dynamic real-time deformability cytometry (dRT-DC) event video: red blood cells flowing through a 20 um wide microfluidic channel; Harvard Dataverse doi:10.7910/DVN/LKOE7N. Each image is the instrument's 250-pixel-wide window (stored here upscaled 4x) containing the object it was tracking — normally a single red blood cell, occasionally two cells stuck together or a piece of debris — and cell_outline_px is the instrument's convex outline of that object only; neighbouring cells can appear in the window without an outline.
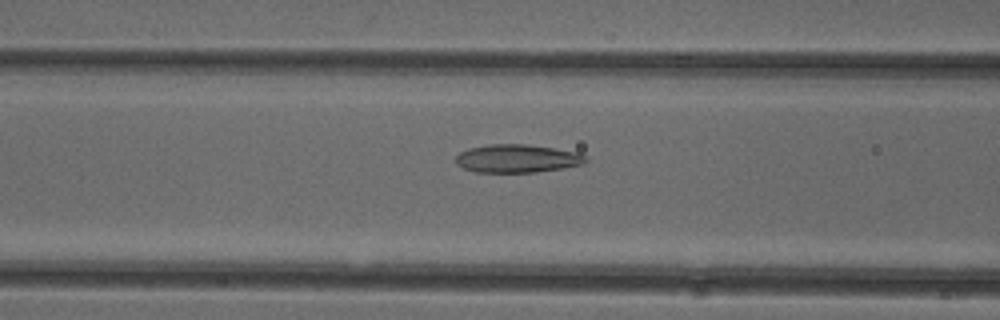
{"species": "common noctule bat (a hibernating species)", "species_latin": "Nyctalus noctula", "temperature_condition": "cold", "stored_images_in_passage": 52, "camera_frame_rate_fps": 3000, "um_per_image_px": 0.085, "animal": {"sex": "female"}, "frame": {"image": 1, "passage_image": 21, "time_ms": 6.667, "image_size_px": [1000, 320], "cell_outline_px": [[588, 160], [584, 164], [564, 168], [536, 172], [476, 172], [464, 168], [456, 164], [456, 156], [460, 152], [468, 148], [488, 144], [528, 144], [576, 152], [584, 156]], "centroid_in_image_um": [43.95, 13.47], "position_along_channel_um": 122.7, "area_um2": 21.33}}
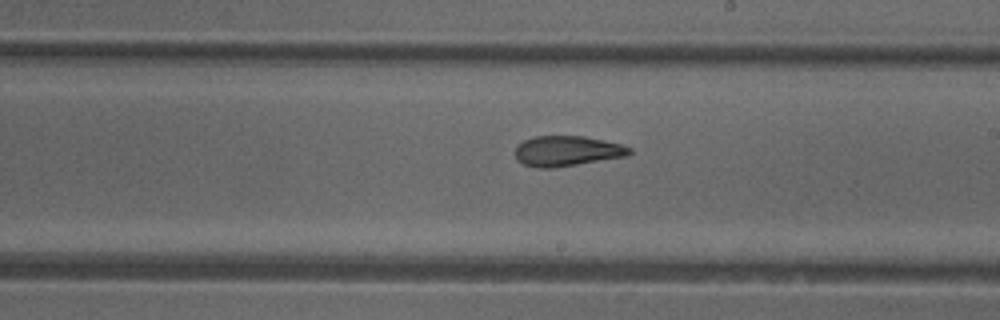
{"frame": {"image": 2, "passage_image": 30, "time_ms": 9.667, "image_size_px": [1000, 320], "cell_outline_px": [[632, 152], [628, 156], [552, 168], [540, 168], [524, 164], [516, 160], [516, 148], [524, 140], [532, 136], [584, 136], [620, 144], [632, 148]], "centroid_in_image_um": [48.21, 12.83], "position_along_channel_um": 240.8, "area_um2": 20.06}}
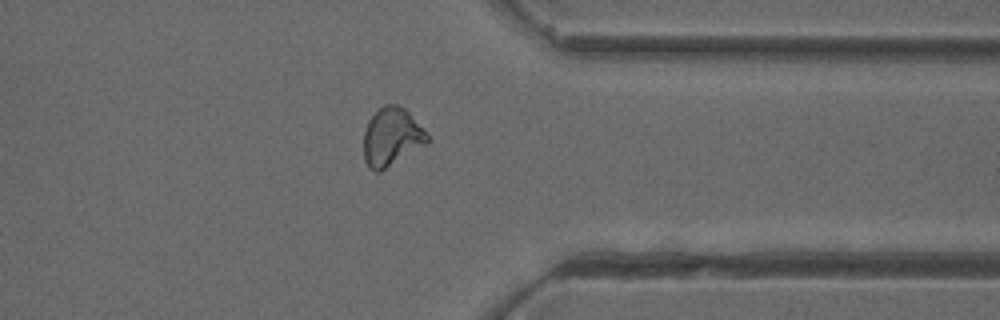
{"frame": {"image": 3, "passage_image": 41, "time_ms": 13.333, "image_size_px": [1000, 320], "cell_outline_px": [[432, 140], [428, 144], [380, 172], [376, 172], [368, 168], [364, 160], [364, 132], [368, 120], [384, 104], [396, 104], [404, 108], [428, 132]], "centroid_in_image_um": [33.33, 11.66], "position_along_channel_um": 378.1, "area_um2": 21.96}, "authors_computed_cell_mechanics": {"area_um2": 21.7328, "velocity_mm_per_s": 3.9324, "shape_relaxation_time_tau1_ms": null, "shape_relaxation_time_tau2_ms": 2.3694, "deformation_change_tau1": null, "deformation_change_tau2": 0.0863}}